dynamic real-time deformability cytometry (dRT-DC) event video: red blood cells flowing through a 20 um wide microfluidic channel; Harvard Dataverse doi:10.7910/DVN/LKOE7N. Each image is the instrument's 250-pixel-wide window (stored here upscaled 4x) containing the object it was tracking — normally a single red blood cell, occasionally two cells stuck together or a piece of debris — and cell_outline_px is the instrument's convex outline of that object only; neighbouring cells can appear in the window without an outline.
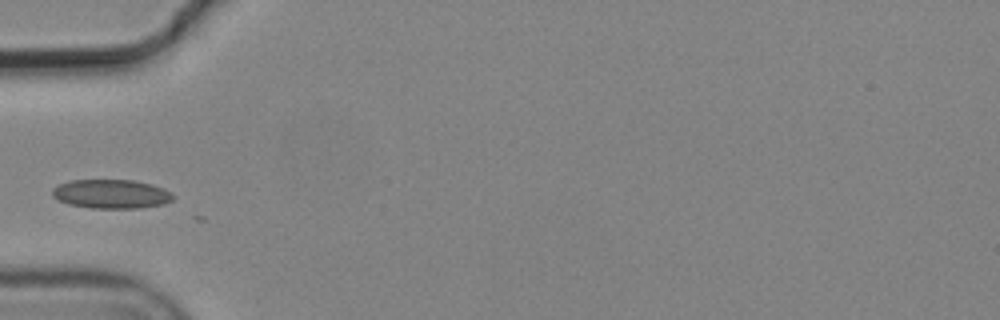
{"species": "common noctule bat (a hibernating species)", "species_latin": "Nyctalus noctula", "temperature_condition": "cold", "stored_images_in_passage": 4, "camera_frame_rate_fps": 3000, "um_per_image_px": 0.085, "animal": {"sex": "male", "body_mass_g": 19.2, "forearm_length_mm": 51.8}, "frame": {"image": 1, "passage_image": 4, "time_ms": 1.0, "image_size_px": [1000, 320], "cell_outline_px": [[172, 200], [164, 204], [140, 208], [92, 208], [68, 204], [56, 200], [52, 196], [52, 188], [60, 184], [72, 180], [132, 180], [152, 184], [164, 188], [172, 192]], "centroid_in_image_um": [9.45, 16.49], "position_along_channel_um": 75.6, "area_um2": 20.52}}